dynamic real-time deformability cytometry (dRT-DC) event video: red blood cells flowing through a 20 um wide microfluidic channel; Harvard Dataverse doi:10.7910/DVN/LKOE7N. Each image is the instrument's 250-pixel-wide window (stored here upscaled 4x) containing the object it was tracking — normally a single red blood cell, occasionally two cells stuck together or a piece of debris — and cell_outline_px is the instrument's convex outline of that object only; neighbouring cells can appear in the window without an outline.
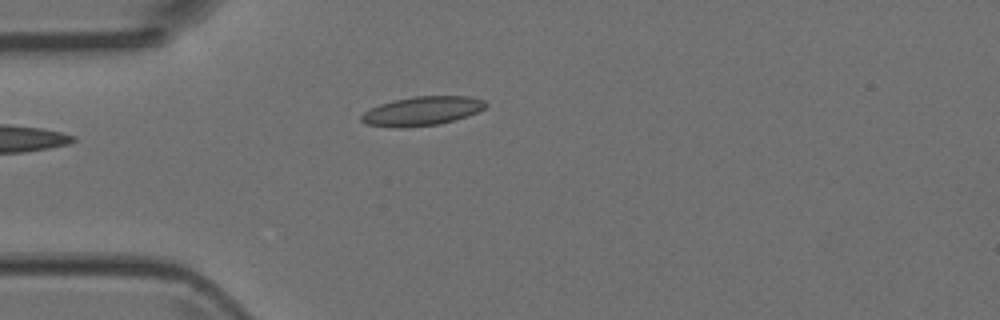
{"species": "Egyptian fruit bat (a non-hibernating species)", "species_latin": "Rousettus aegyptiacus", "temperature_condition": "room temperature", "stored_images_in_passage": 2, "camera_frame_rate_fps": 3000, "um_per_image_px": 0.085, "animal": {"sex": "female"}, "frame": {"image": 1, "passage_image": 1, "time_ms": 0.0, "image_size_px": [1000, 320], "cell_outline_px": [[488, 104], [484, 108], [468, 116], [440, 124], [400, 128], [364, 124], [360, 120], [360, 116], [364, 112], [380, 104], [392, 100], [412, 96], [468, 96], [484, 100]], "centroid_in_image_um": [35.86, 9.43], "position_along_channel_um": 49.1, "area_um2": 21.1}}